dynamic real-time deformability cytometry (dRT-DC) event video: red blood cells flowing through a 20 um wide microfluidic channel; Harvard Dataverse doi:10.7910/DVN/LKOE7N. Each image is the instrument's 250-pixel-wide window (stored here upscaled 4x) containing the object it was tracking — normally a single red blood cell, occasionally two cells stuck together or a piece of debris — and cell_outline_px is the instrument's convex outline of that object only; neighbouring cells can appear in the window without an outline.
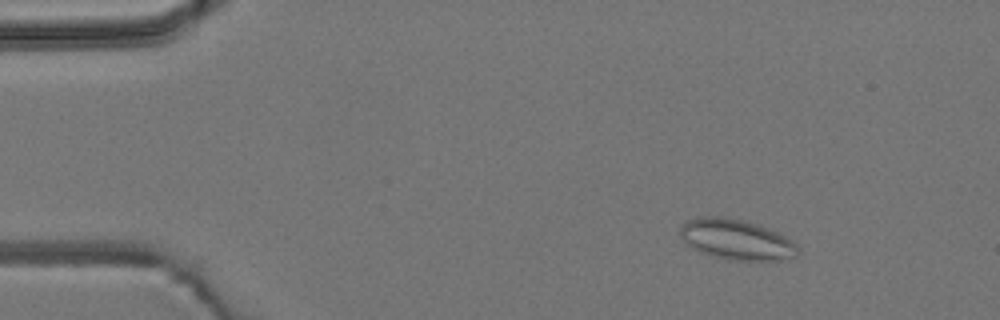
{"species": "common noctule bat (a hibernating species)", "species_latin": "Nyctalus noctula", "temperature_condition": "room temperature", "stored_images_in_passage": 5, "camera_frame_rate_fps": 3000, "um_per_image_px": 0.085, "animal": {"sex": "male", "body_mass_g": 19.2, "forearm_length_mm": 51.8}, "frame": {"image": 1, "passage_image": 3, "time_ms": 2.333, "image_size_px": [1000, 320], "cell_outline_px": [[800, 252], [796, 256], [780, 260], [740, 260], [716, 256], [692, 248], [684, 244], [680, 236], [680, 228], [688, 220], [700, 216], [720, 216], [744, 220], [760, 224], [792, 240], [796, 244]], "centroid_in_image_um": [62.6, 20.34], "position_along_channel_um": 22.4, "area_um2": 27.57}}